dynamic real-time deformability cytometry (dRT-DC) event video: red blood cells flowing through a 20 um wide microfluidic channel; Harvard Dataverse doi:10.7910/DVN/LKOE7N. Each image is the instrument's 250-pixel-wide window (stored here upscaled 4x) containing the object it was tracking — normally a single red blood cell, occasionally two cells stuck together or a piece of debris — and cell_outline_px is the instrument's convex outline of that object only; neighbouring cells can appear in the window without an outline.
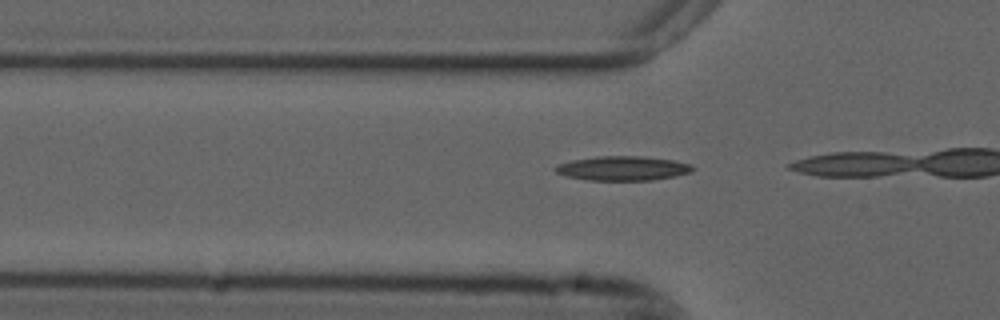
{"species": "common noctule bat (a hibernating species)", "species_latin": "Nyctalus noctula", "temperature_condition": "cold", "stored_images_in_passage": 15, "camera_frame_rate_fps": 3000, "um_per_image_px": 0.085, "animal": {"sex": "male", "forearm_length_mm": 52.5}, "frame": {"image": 1, "passage_image": 14, "time_ms": 4.333, "image_size_px": [1000, 320], "cell_outline_px": [[696, 168], [692, 172], [676, 176], [652, 180], [588, 180], [568, 176], [556, 172], [552, 168], [556, 164], [572, 160], [596, 156], [644, 156], [676, 160], [692, 164]], "centroid_in_image_um": [52.98, 14.29], "position_along_channel_um": 72.8, "area_um2": 19.77}}